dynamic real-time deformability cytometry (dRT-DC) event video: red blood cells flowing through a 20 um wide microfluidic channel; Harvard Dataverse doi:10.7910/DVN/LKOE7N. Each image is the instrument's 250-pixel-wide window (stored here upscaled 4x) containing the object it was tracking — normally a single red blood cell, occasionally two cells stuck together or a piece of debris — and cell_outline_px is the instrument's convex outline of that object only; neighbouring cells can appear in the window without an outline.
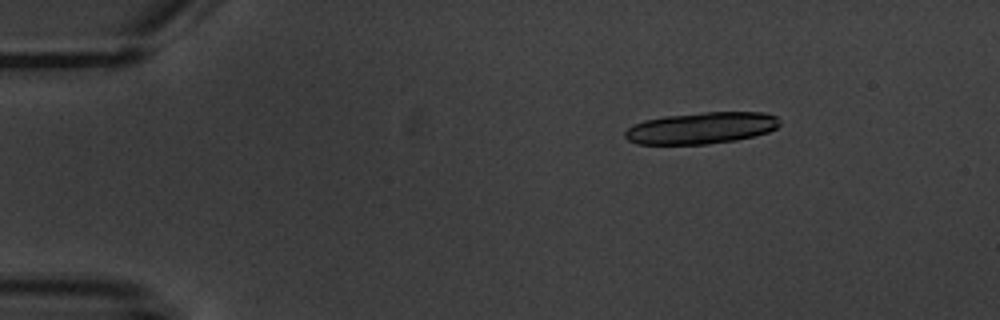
{"species": "common noctule bat (a hibernating species)", "species_latin": "Nyctalus noctula", "temperature_condition": "warm", "stored_images_in_passage": 8, "camera_frame_rate_fps": 3000, "um_per_image_px": 0.085, "animal": {"sex": "male", "body_mass_g": 20.1, "forearm_length_mm": 53.5}, "frame": {"image": 1, "passage_image": 3, "time_ms": 2.333, "image_size_px": [1000, 320], "cell_outline_px": [[780, 124], [776, 128], [768, 132], [736, 140], [708, 144], [636, 144], [628, 140], [624, 136], [624, 132], [632, 124], [644, 120], [664, 116], [704, 112], [764, 112], [776, 116], [780, 120]], "centroid_in_image_um": [59.59, 10.88], "position_along_channel_um": 25.4, "area_um2": 28.61}}
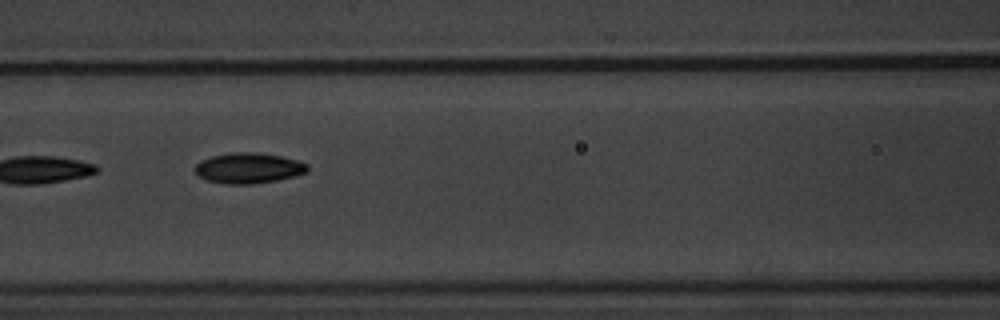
{"frame": {"image": 2, "passage_image": 7, "time_ms": 8.0, "image_size_px": [1000, 320], "cell_outline_px": [[308, 172], [296, 176], [276, 180], [252, 184], [224, 184], [208, 180], [200, 176], [196, 172], [196, 164], [200, 160], [212, 156], [232, 152], [256, 152], [280, 156], [296, 160], [308, 164]], "centroid_in_image_um": [21.14, 14.28], "position_along_channel_um": 145.5, "area_um2": 19.94}}